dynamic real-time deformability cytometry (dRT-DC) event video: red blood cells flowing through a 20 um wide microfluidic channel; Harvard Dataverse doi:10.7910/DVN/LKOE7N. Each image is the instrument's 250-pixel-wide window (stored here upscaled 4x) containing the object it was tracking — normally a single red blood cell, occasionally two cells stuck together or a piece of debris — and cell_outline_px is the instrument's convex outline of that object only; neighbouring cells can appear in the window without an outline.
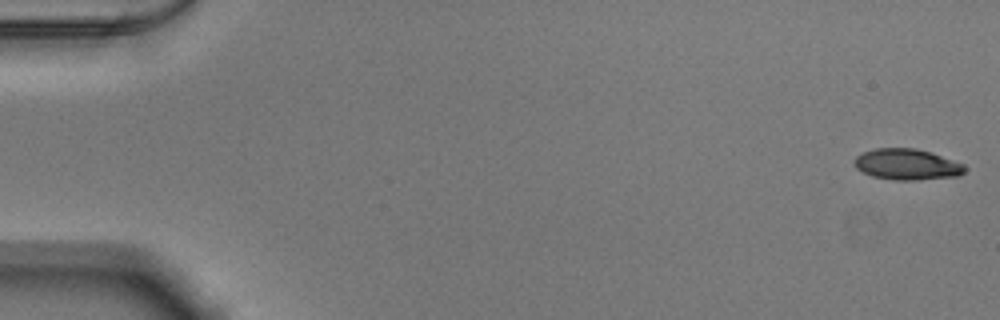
{"species": "Egyptian fruit bat (a non-hibernating species)", "species_latin": "Rousettus aegyptiacus", "temperature_condition": "warm", "stored_images_in_passage": 53, "camera_frame_rate_fps": 3000, "um_per_image_px": 0.085, "animal": {"sex": "male"}, "frame": {"image": 1, "passage_image": 1, "time_ms": 0.0, "image_size_px": [1000, 320], "cell_outline_px": [[968, 168], [960, 176], [916, 180], [892, 180], [872, 176], [856, 168], [856, 156], [864, 152], [876, 148], [916, 148], [932, 152], [964, 164]], "centroid_in_image_um": [77.15, 13.98], "position_along_channel_um": 7.8, "area_um2": 20.0}}
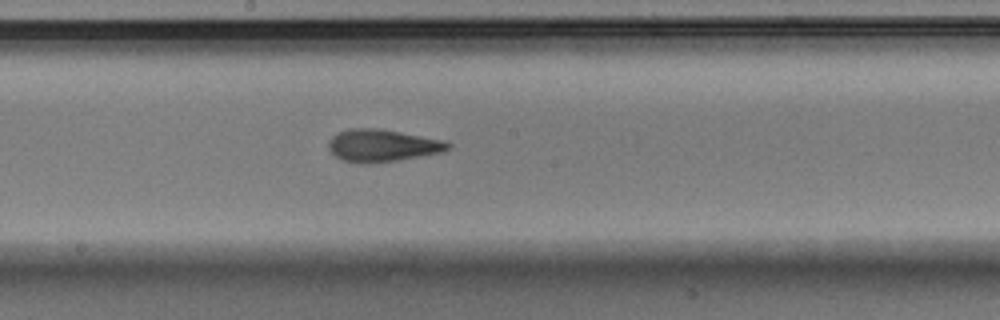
{"frame": {"image": 2, "passage_image": 29, "time_ms": 9.333, "image_size_px": [1000, 320], "cell_outline_px": [[452, 144], [448, 148], [440, 152], [396, 160], [368, 164], [364, 164], [344, 160], [336, 156], [328, 148], [328, 140], [332, 136], [340, 132], [352, 128], [372, 128], [400, 132], [444, 140]], "centroid_in_image_um": [32.46, 12.37], "position_along_channel_um": 215.7, "area_um2": 22.08}}
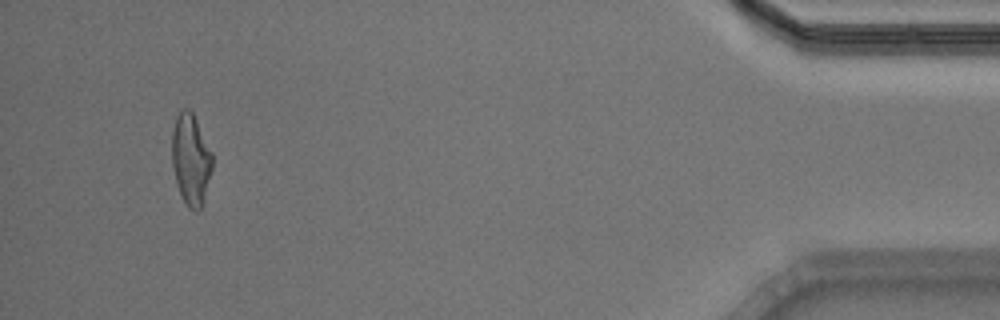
{"frame": {"image": 3, "passage_image": 50, "time_ms": 16.333, "image_size_px": [1000, 320], "cell_outline_px": [[212, 168], [200, 212], [196, 212], [188, 208], [176, 184], [172, 164], [172, 132], [176, 116], [184, 108], [188, 108], [192, 112], [212, 152]], "centroid_in_image_um": [16.21, 13.57], "position_along_channel_um": 419.0, "area_um2": 21.33}, "authors_computed_cell_mechanics": {"area_um2": 21.3282, "velocity_mm_per_s": 3.8841, "shape_relaxation_time_tau1_ms": 5.5901, "shape_relaxation_time_tau2_ms": 1.9167, "deformation_change_tau1": 0.1938, "deformation_change_tau2": 0.1006}}